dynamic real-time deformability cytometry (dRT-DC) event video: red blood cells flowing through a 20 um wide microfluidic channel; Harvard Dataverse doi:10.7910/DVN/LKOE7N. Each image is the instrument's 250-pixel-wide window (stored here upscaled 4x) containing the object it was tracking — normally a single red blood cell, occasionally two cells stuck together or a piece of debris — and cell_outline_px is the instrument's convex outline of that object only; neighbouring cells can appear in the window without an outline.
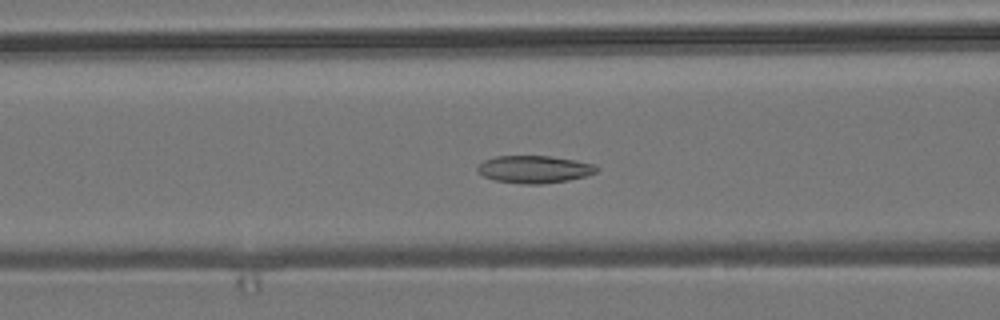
{"species": "common noctule bat (a hibernating species)", "species_latin": "Nyctalus noctula", "temperature_condition": "room temperature", "stored_images_in_passage": 36, "camera_frame_rate_fps": 3000, "um_per_image_px": 0.085, "animal": {"sex": "male", "body_mass_g": 19.2, "forearm_length_mm": 51.8}, "frame": {"image": 1, "passage_image": 5, "time_ms": 1.333, "image_size_px": [1000, 320], "cell_outline_px": [[600, 168], [596, 172], [584, 176], [568, 180], [540, 184], [524, 184], [496, 180], [484, 176], [476, 168], [484, 160], [496, 156], [552, 156], [576, 160], [596, 164]], "centroid_in_image_um": [45.46, 14.38], "position_along_channel_um": 121.1, "area_um2": 18.96}}
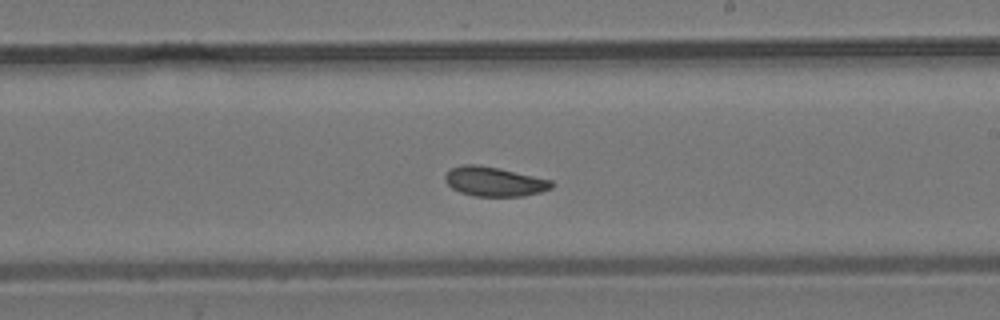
{"frame": {"image": 2, "passage_image": 15, "time_ms": 4.667, "image_size_px": [1000, 320], "cell_outline_px": [[556, 184], [552, 188], [540, 192], [524, 196], [472, 196], [460, 192], [452, 188], [444, 180], [444, 176], [452, 168], [460, 164], [476, 164], [500, 168], [552, 180]], "centroid_in_image_um": [42.03, 15.43], "position_along_channel_um": 247.0, "area_um2": 18.44}}
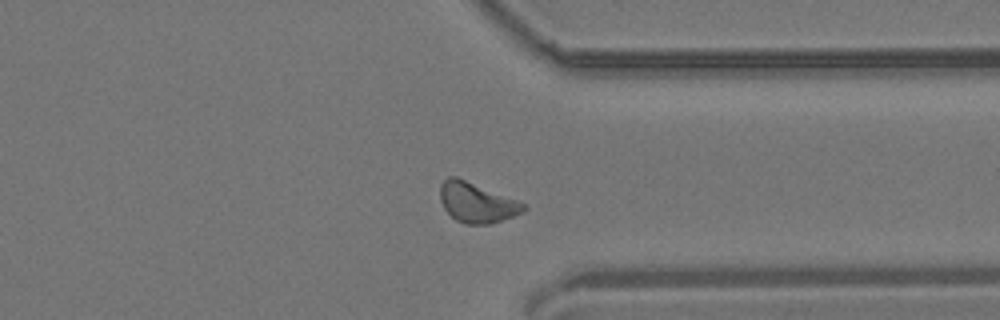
{"frame": {"image": 3, "passage_image": 25, "time_ms": 8.0, "image_size_px": [1000, 320], "cell_outline_px": [[528, 208], [524, 212], [488, 224], [464, 224], [456, 220], [444, 208], [440, 200], [440, 184], [448, 176], [456, 176], [516, 200], [524, 204]], "centroid_in_image_um": [40.49, 17.21], "position_along_channel_um": 370.9, "area_um2": 19.19}, "authors_computed_cell_mechanics": {"area_um2": 18.4093, "velocity_mm_per_s": 3.7721, "shape_relaxation_time_tau1_ms": 7.0152, "shape_relaxation_time_tau2_ms": null, "deformation_change_tau1": 0.1007, "deformation_change_tau2": null}}